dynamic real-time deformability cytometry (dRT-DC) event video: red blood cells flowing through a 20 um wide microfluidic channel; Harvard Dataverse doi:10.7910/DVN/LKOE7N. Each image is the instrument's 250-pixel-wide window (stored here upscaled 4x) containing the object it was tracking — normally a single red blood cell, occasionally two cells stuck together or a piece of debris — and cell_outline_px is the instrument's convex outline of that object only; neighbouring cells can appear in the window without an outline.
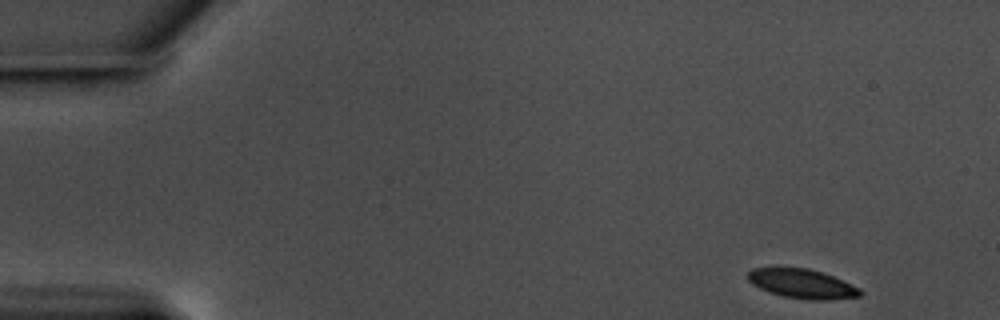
{"species": "common noctule bat (a hibernating species)", "species_latin": "Nyctalus noctula", "temperature_condition": "warm", "stored_images_in_passage": 54, "camera_frame_rate_fps": 3000, "um_per_image_px": 0.085, "animal": {"sex": "male", "body_mass_g": 17.5, "forearm_length_mm": 52.3}, "frame": {"image": 1, "passage_image": 1, "time_ms": 0.0, "image_size_px": [1000, 320], "cell_outline_px": [[864, 292], [860, 296], [824, 300], [808, 300], [784, 296], [768, 292], [752, 284], [744, 276], [752, 268], [808, 268], [832, 276], [860, 288]], "centroid_in_image_um": [68.15, 24.12], "position_along_channel_um": 16.9, "area_um2": 19.07}}
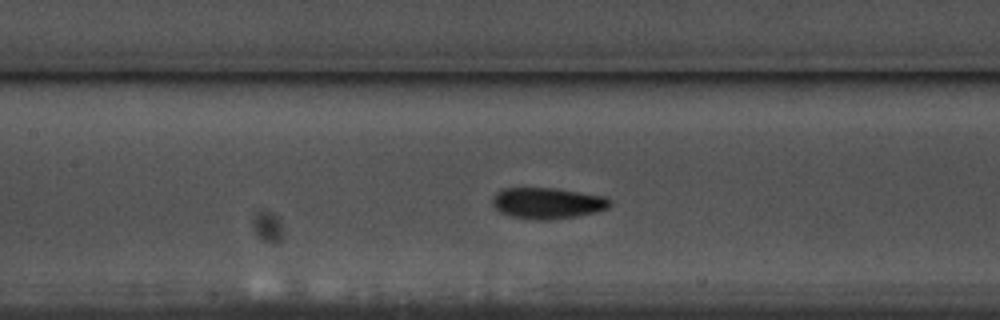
{"frame": {"image": 2, "passage_image": 23, "time_ms": 7.333, "image_size_px": [1000, 320], "cell_outline_px": [[612, 204], [608, 208], [596, 212], [576, 216], [548, 220], [532, 220], [508, 216], [500, 212], [492, 204], [492, 196], [496, 192], [504, 188], [556, 188], [604, 196], [612, 200]], "centroid_in_image_um": [46.52, 17.27], "position_along_channel_um": 160.9, "area_um2": 21.56}}
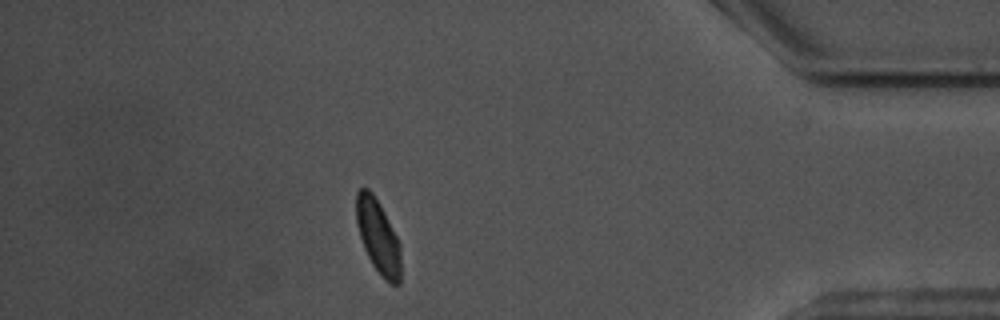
{"frame": {"image": 3, "passage_image": 47, "time_ms": 15.333, "image_size_px": [1000, 320], "cell_outline_px": [[400, 284], [392, 284], [384, 280], [380, 276], [372, 264], [364, 248], [356, 224], [356, 192], [360, 188], [368, 188], [372, 192], [380, 204], [400, 244]], "centroid_in_image_um": [32.12, 20.11], "position_along_channel_um": 403.1, "area_um2": 19.13}, "authors_computed_cell_mechanics": {"area_um2": 20.4323, "velocity_mm_per_s": 3.5299, "shape_relaxation_time_tau1_ms": 3.4445, "shape_relaxation_time_tau2_ms": 2.0899, "deformation_change_tau1": 0.0991, "deformation_change_tau2": 0.0605}}